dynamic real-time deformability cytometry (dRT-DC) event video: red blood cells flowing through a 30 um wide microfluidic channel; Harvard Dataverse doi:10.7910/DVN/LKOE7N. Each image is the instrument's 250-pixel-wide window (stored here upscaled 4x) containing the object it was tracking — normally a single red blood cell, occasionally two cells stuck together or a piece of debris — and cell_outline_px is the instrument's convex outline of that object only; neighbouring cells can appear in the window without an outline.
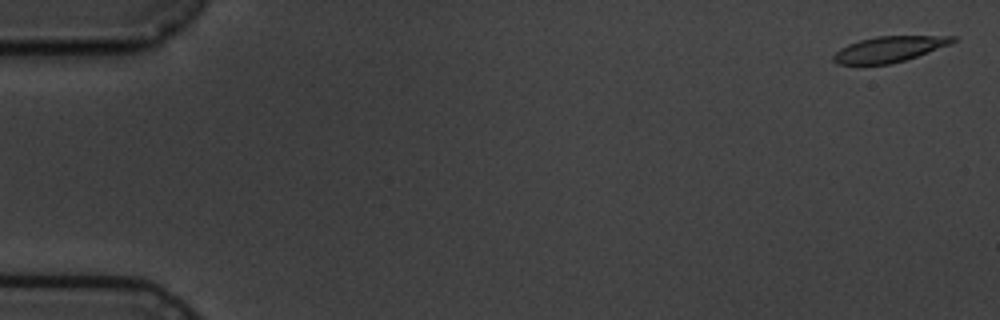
{"species": "common noctule bat (a hibernating species)", "species_latin": "Nyctalus noctula", "temperature_condition": "cold", "stored_images_in_passage": 5, "camera_frame_rate_fps": 3000, "um_per_image_px": 0.085, "animal": {"sex": "male", "body_mass_g": 19.5, "forearm_length_mm": 54.6}, "frame": {"image": 1, "passage_image": 1, "time_ms": 0.0, "image_size_px": [1000, 320], "cell_outline_px": [[956, 40], [948, 44], [916, 56], [904, 60], [888, 64], [836, 64], [832, 60], [832, 56], [840, 48], [848, 44], [860, 40], [876, 36], [956, 36]], "centroid_in_image_um": [75.51, 4.18], "position_along_channel_um": 9.5, "area_um2": 17.51}}